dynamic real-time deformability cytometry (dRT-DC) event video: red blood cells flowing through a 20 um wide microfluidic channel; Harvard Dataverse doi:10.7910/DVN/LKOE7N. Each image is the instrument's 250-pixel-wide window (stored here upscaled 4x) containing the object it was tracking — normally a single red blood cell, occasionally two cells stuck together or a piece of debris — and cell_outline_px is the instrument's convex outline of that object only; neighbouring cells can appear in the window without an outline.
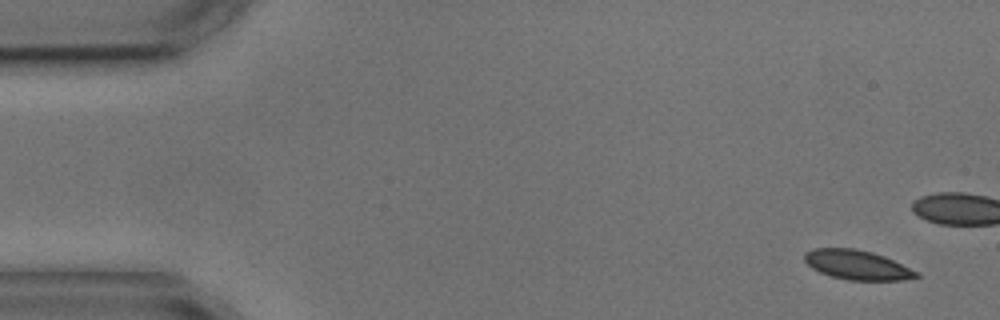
{"species": "common noctule bat (a hibernating species)", "species_latin": "Nyctalus noctula", "temperature_condition": "cold", "stored_images_in_passage": 10, "camera_frame_rate_fps": 3000, "um_per_image_px": 0.085, "animal": {"sex": "male", "body_mass_g": 17.9, "forearm_length_mm": 54.2}, "frame": {"image": 1, "passage_image": 1, "time_ms": 0.0, "image_size_px": [1000, 320], "cell_outline_px": [[920, 276], [904, 280], [848, 280], [832, 276], [820, 272], [812, 268], [804, 260], [804, 252], [812, 248], [856, 248], [872, 252], [884, 256], [920, 272]], "centroid_in_image_um": [72.86, 22.51], "position_along_channel_um": 12.1, "area_um2": 19.31}}
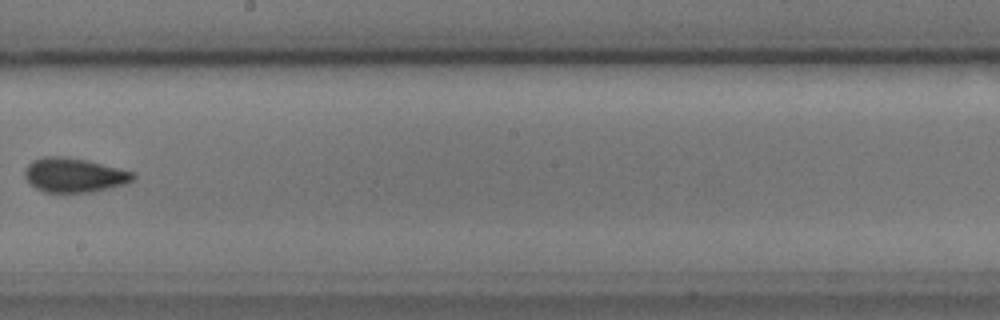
{"frame": {"image": 2, "passage_image": 9, "time_ms": 10.667, "image_size_px": [1000, 320], "cell_outline_px": [[136, 176], [128, 184], [92, 192], [44, 192], [36, 188], [24, 176], [24, 168], [32, 160], [44, 156], [64, 156], [88, 160], [136, 172]], "centroid_in_image_um": [6.33, 14.87], "position_along_channel_um": 241.9, "area_um2": 21.96}}
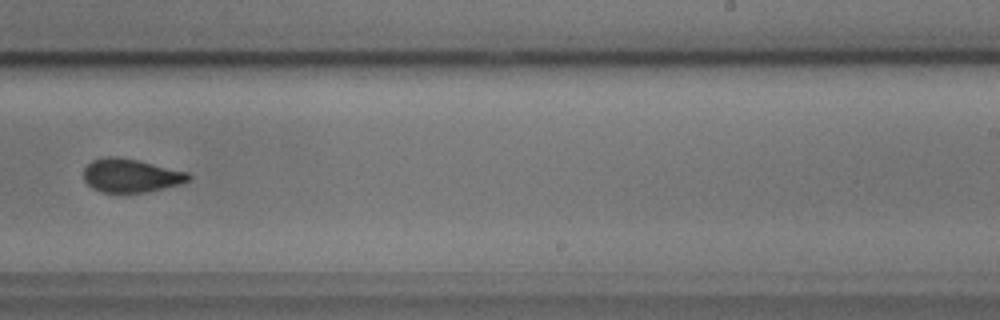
{"frame": {"image": 3, "passage_image": 10, "time_ms": 11.667, "image_size_px": [1000, 320], "cell_outline_px": [[192, 176], [188, 180], [180, 184], [144, 192], [100, 192], [92, 188], [84, 180], [84, 168], [92, 160], [104, 156], [116, 156], [140, 160], [188, 172]], "centroid_in_image_um": [11.1, 14.9], "position_along_channel_um": 277.9, "area_um2": 20.52}}